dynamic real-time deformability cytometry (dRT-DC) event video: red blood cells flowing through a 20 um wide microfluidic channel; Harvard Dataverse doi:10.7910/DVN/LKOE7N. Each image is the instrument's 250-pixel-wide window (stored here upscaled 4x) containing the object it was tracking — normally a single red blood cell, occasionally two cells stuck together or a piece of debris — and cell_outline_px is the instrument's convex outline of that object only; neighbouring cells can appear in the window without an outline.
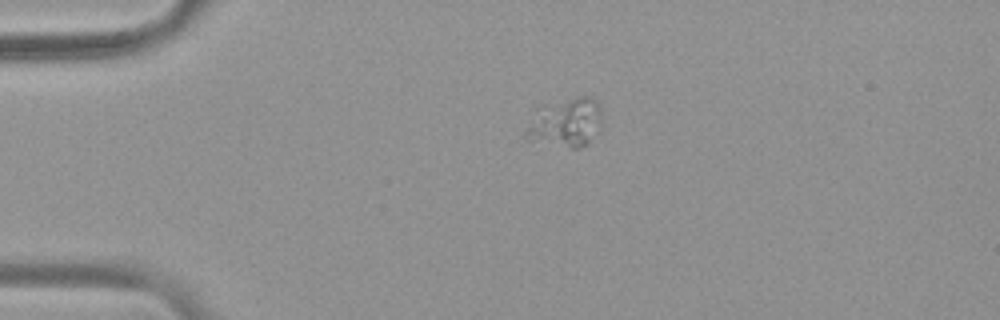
{"species": "common noctule bat (a hibernating species)", "species_latin": "Nyctalus noctula", "temperature_condition": "warm", "stored_images_in_passage": 43, "camera_frame_rate_fps": 3000, "um_per_image_px": 0.085, "animal": {"sex": "female", "body_mass_g": 19.9}, "frame": {"image": 1, "passage_image": 1, "time_ms": 0.0, "image_size_px": [1000, 320], "cell_outline_px": [[600, 120], [588, 140], [584, 144], [576, 148], [572, 148], [524, 140], [524, 132], [528, 128], [576, 96], [592, 96], [600, 104]], "centroid_in_image_um": [48.23, 10.53], "position_along_channel_um": 36.8, "area_um2": 18.55}}
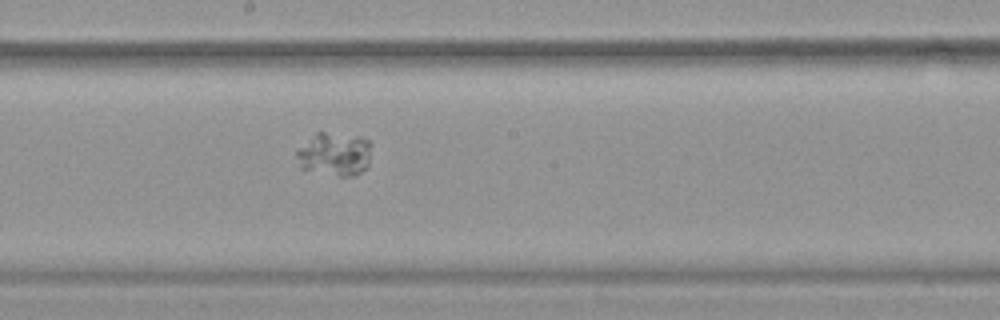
{"frame": {"image": 2, "passage_image": 19, "time_ms": 6.0, "image_size_px": [1000, 320], "cell_outline_px": [[368, 164], [360, 172], [352, 176], [340, 176], [300, 168], [296, 156], [296, 148], [316, 132], [324, 132], [360, 136], [368, 140]], "centroid_in_image_um": [28.36, 13.08], "position_along_channel_um": 219.8, "area_um2": 18.73}}
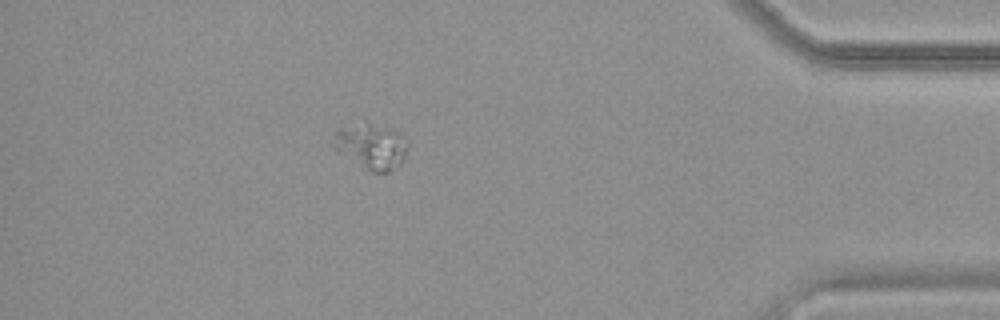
{"frame": {"image": 3, "passage_image": 37, "time_ms": 12.0, "image_size_px": [1000, 320], "cell_outline_px": [[408, 148], [404, 160], [400, 164], [388, 172], [372, 172], [336, 152], [332, 148], [336, 132], [340, 128], [364, 116], [400, 132], [408, 144]], "centroid_in_image_um": [31.54, 12.33], "position_along_channel_um": 403.7, "area_um2": 20.87}}